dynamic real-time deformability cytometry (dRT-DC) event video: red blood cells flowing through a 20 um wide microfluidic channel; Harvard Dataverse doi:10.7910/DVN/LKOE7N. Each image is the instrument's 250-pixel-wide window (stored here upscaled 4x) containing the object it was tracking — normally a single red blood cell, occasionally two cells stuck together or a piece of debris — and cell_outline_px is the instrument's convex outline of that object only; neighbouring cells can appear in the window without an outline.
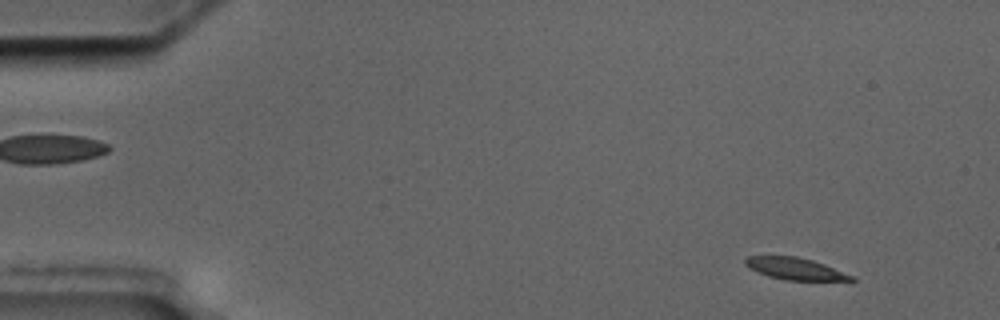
{"species": "common noctule bat (a hibernating species)", "species_latin": "Nyctalus noctula", "temperature_condition": "cold", "stored_images_in_passage": 5, "camera_frame_rate_fps": 3000, "um_per_image_px": 0.085, "animal": {"sex": "male", "body_mass_g": 17.5, "forearm_length_mm": 52.3}, "frame": {"image": 1, "passage_image": 1, "time_ms": 0.0, "image_size_px": [1000, 320], "cell_outline_px": [[856, 280], [784, 280], [768, 276], [748, 268], [744, 264], [744, 260], [748, 256], [796, 256], [812, 260], [824, 264], [856, 276]], "centroid_in_image_um": [67.58, 22.84], "position_along_channel_um": 17.4, "area_um2": 13.58}}
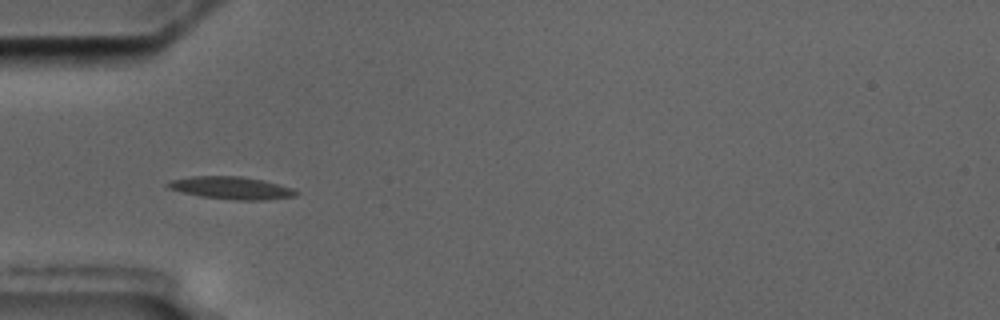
{"frame": {"image": 2, "passage_image": 4, "time_ms": 4.333, "image_size_px": [1000, 320], "cell_outline_px": [[300, 192], [296, 196], [264, 200], [232, 200], [200, 196], [168, 188], [164, 184], [172, 180], [192, 176], [240, 176], [260, 180], [292, 188]], "centroid_in_image_um": [19.66, 15.98], "position_along_channel_um": 65.3, "area_um2": 16.65}}
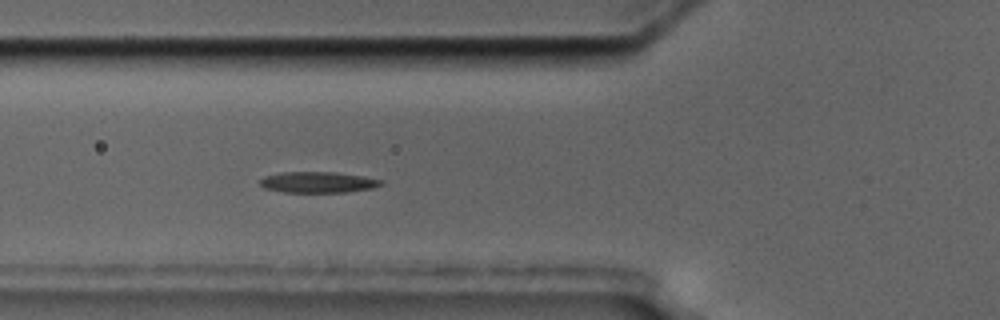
{"frame": {"image": 3, "passage_image": 5, "time_ms": 5.333, "image_size_px": [1000, 320], "cell_outline_px": [[384, 184], [372, 188], [344, 192], [284, 192], [264, 188], [260, 184], [260, 180], [264, 176], [280, 172], [336, 172], [364, 176], [384, 180]], "centroid_in_image_um": [27.04, 15.48], "position_along_channel_um": 98.8, "area_um2": 14.85}}